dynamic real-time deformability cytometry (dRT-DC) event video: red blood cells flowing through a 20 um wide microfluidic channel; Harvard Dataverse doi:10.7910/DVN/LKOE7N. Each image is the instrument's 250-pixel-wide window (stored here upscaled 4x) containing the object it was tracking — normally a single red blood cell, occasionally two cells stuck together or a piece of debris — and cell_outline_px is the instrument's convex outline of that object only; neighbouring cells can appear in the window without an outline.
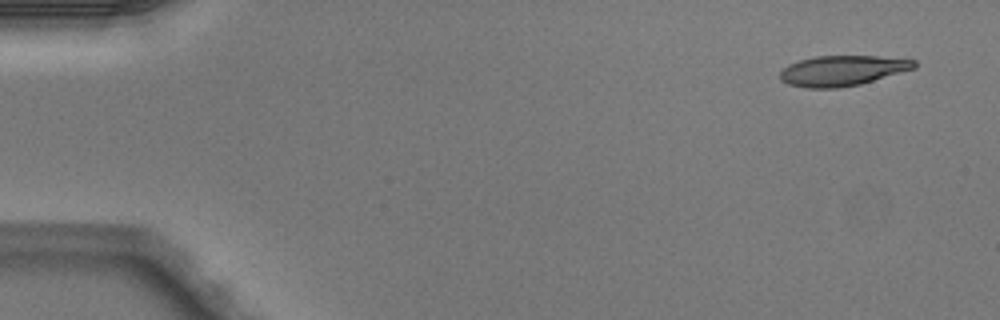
{"species": "Egyptian fruit bat (a non-hibernating species)", "species_latin": "Rousettus aegyptiacus", "temperature_condition": "warm", "stored_images_in_passage": 4, "camera_frame_rate_fps": 3000, "um_per_image_px": 0.085, "animal": {"sex": "male"}, "frame": {"image": 1, "passage_image": 1, "time_ms": 0.0, "image_size_px": [1000, 320], "cell_outline_px": [[916, 68], [860, 84], [840, 88], [804, 88], [788, 84], [780, 80], [780, 72], [788, 64], [800, 60], [816, 56], [876, 56], [916, 60]], "centroid_in_image_um": [71.58, 6.01], "position_along_channel_um": 13.4, "area_um2": 23.7}}
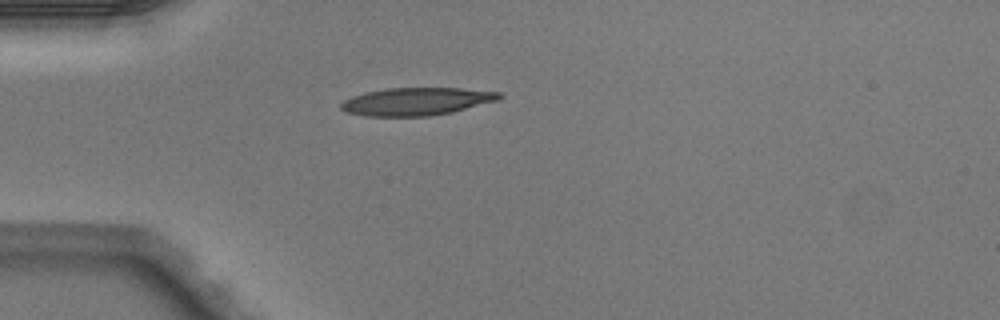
{"frame": {"image": 2, "passage_image": 4, "time_ms": 1.0, "image_size_px": [1000, 320], "cell_outline_px": [[504, 96], [500, 100], [452, 112], [428, 116], [364, 116], [344, 112], [340, 108], [340, 104], [344, 100], [352, 96], [364, 92], [388, 88], [460, 88], [500, 92]], "centroid_in_image_um": [35.4, 8.62], "position_along_channel_um": 49.6, "area_um2": 25.78}}